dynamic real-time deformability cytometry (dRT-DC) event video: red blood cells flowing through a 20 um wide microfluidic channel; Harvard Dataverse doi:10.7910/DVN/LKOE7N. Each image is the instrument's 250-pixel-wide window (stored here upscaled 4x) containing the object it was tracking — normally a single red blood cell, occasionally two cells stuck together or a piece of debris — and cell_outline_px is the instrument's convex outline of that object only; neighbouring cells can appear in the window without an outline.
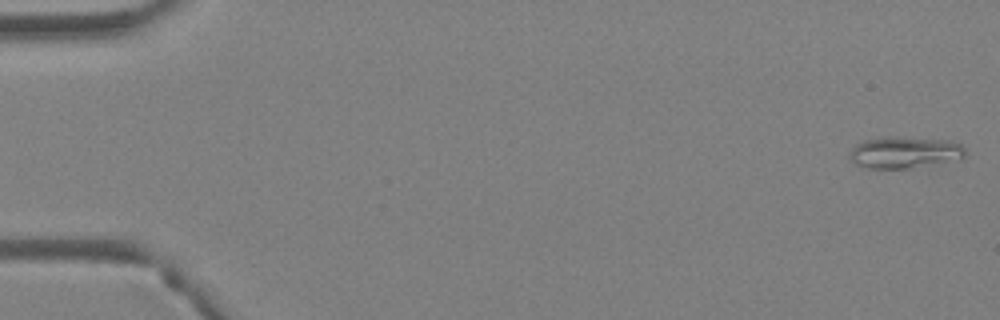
{"species": "Egyptian fruit bat (a non-hibernating species)", "species_latin": "Rousettus aegyptiacus", "temperature_condition": "warm", "stored_images_in_passage": 5, "camera_frame_rate_fps": 3000, "um_per_image_px": 0.085, "animal": {"sex": "female"}, "frame": {"image": 1, "passage_image": 1, "time_ms": 0.0, "image_size_px": [1000, 320], "cell_outline_px": [[964, 156], [912, 168], [868, 168], [856, 164], [848, 156], [848, 152], [856, 144], [864, 140], [884, 136], [888, 136], [948, 140], [960, 144], [964, 148]], "centroid_in_image_um": [76.79, 12.93], "position_along_channel_um": 8.2, "area_um2": 20.92}}